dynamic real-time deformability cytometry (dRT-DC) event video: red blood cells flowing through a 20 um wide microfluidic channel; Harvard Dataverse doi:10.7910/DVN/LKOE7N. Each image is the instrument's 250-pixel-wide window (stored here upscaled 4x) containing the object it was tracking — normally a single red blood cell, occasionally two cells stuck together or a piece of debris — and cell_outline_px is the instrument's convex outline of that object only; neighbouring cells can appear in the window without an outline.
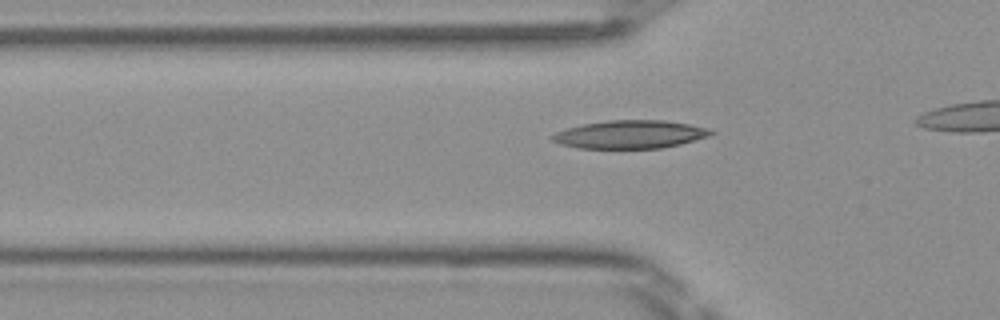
{"species": "Egyptian fruit bat (a non-hibernating species)", "species_latin": "Rousettus aegyptiacus", "temperature_condition": "room temperature", "stored_images_in_passage": 36, "camera_frame_rate_fps": 3000, "um_per_image_px": 0.085, "frame": {"image": 1, "passage_image": 12, "time_ms": 3.667, "image_size_px": [1000, 320], "cell_outline_px": [[716, 132], [708, 136], [680, 144], [660, 148], [580, 148], [560, 144], [552, 140], [548, 136], [556, 132], [580, 124], [608, 120], [664, 120], [688, 124], [708, 128]], "centroid_in_image_um": [53.53, 11.42], "position_along_channel_um": 72.3, "area_um2": 25.95}}
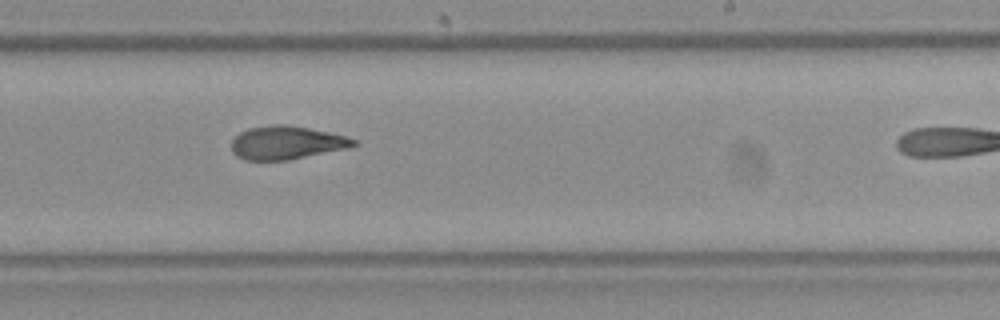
{"frame": {"image": 2, "passage_image": 26, "time_ms": 8.333, "image_size_px": [1000, 320], "cell_outline_px": [[360, 144], [348, 148], [288, 160], [244, 160], [236, 156], [232, 152], [232, 140], [240, 132], [248, 128], [276, 124], [280, 124], [308, 128], [328, 132], [344, 136], [356, 140]], "centroid_in_image_um": [24.34, 12.14], "position_along_channel_um": 264.7, "area_um2": 23.58}}
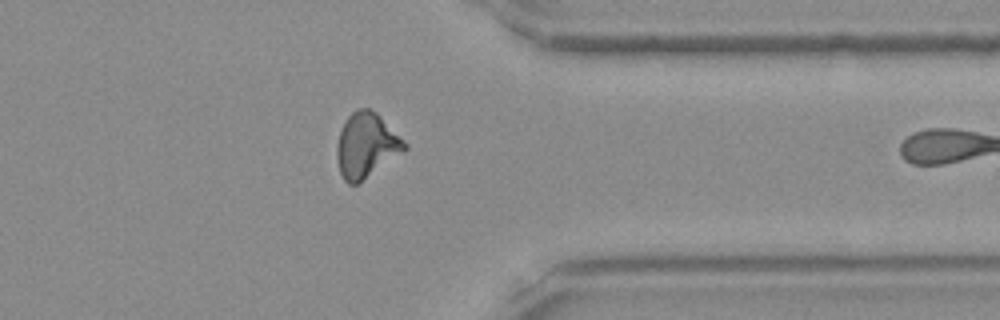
{"frame": {"image": 3, "passage_image": 35, "time_ms": 11.333, "image_size_px": [1000, 320], "cell_outline_px": [[408, 148], [356, 184], [348, 184], [344, 180], [340, 172], [336, 156], [336, 148], [340, 132], [344, 120], [356, 108], [368, 108], [376, 112], [408, 144]], "centroid_in_image_um": [31.11, 12.33], "position_along_channel_um": 380.3, "area_um2": 25.2}}